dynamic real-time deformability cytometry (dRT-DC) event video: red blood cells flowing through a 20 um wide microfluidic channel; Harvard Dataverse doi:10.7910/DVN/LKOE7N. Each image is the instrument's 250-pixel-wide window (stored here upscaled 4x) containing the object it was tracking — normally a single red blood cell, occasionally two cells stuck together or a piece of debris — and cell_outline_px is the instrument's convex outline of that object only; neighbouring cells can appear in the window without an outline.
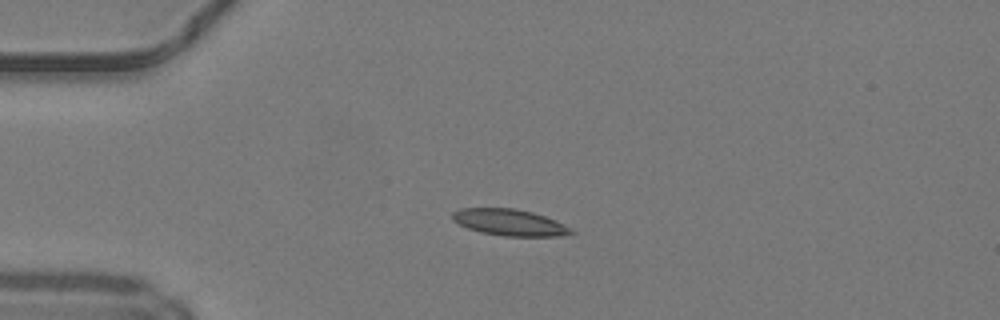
{"species": "common noctule bat (a hibernating species)", "species_latin": "Nyctalus noctula", "temperature_condition": "warm", "stored_images_in_passage": 38, "camera_frame_rate_fps": 3000, "um_per_image_px": 0.085, "animal": {"sex": "male", "body_mass_g": 19.2, "forearm_length_mm": 51.8}, "frame": {"image": 1, "passage_image": 1, "time_ms": 0.0, "image_size_px": [1000, 320], "cell_outline_px": [[576, 232], [560, 236], [504, 236], [480, 232], [468, 228], [452, 220], [452, 212], [460, 208], [512, 208], [532, 212], [556, 220], [572, 228]], "centroid_in_image_um": [43.32, 18.9], "position_along_channel_um": 41.7, "area_um2": 18.32}}
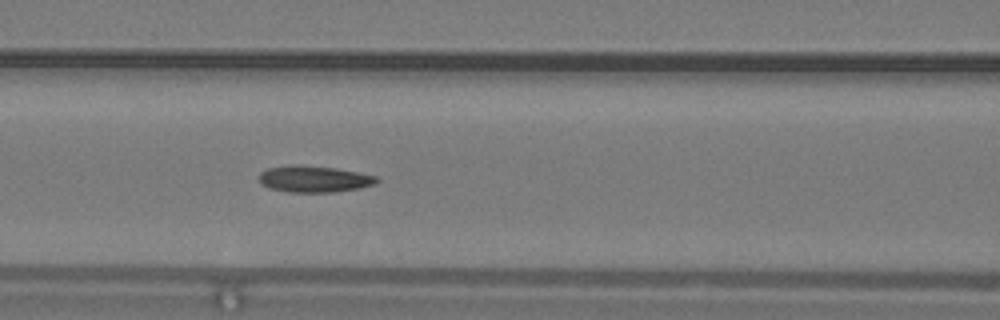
{"frame": {"image": 2, "passage_image": 10, "time_ms": 3.0, "image_size_px": [1000, 320], "cell_outline_px": [[380, 180], [376, 184], [360, 188], [332, 192], [288, 192], [268, 188], [260, 184], [260, 172], [268, 168], [292, 164], [300, 164], [336, 168], [376, 176]], "centroid_in_image_um": [26.68, 15.21], "position_along_channel_um": 139.9, "area_um2": 18.32}}
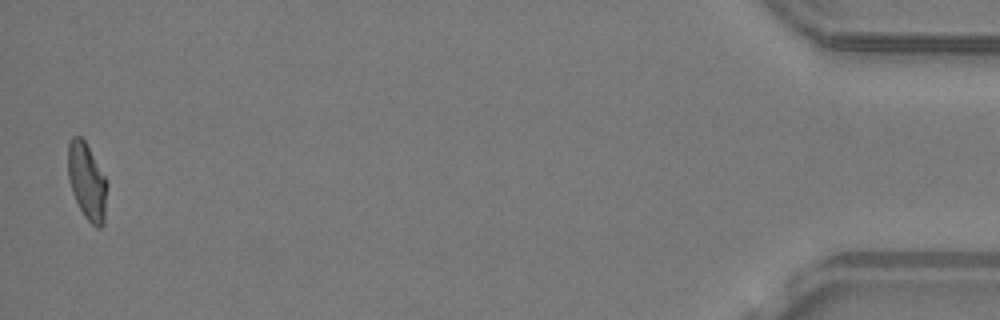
{"frame": {"image": 3, "passage_image": 37, "time_ms": 12.0, "image_size_px": [1000, 320], "cell_outline_px": [[108, 184], [104, 224], [100, 228], [96, 228], [84, 216], [72, 192], [68, 176], [68, 144], [72, 136], [80, 136], [84, 140], [108, 180]], "centroid_in_image_um": [7.42, 15.43], "position_along_channel_um": 427.8, "area_um2": 17.63}, "authors_computed_cell_mechanics": {"area_um2": 17.8024, "velocity_mm_per_s": 4.2339, "shape_relaxation_time_tau1_ms": 8.6109, "shape_relaxation_time_tau2_ms": 3.3969, "deformation_change_tau1": 0.2255, "deformation_change_tau2": 0.1124}}